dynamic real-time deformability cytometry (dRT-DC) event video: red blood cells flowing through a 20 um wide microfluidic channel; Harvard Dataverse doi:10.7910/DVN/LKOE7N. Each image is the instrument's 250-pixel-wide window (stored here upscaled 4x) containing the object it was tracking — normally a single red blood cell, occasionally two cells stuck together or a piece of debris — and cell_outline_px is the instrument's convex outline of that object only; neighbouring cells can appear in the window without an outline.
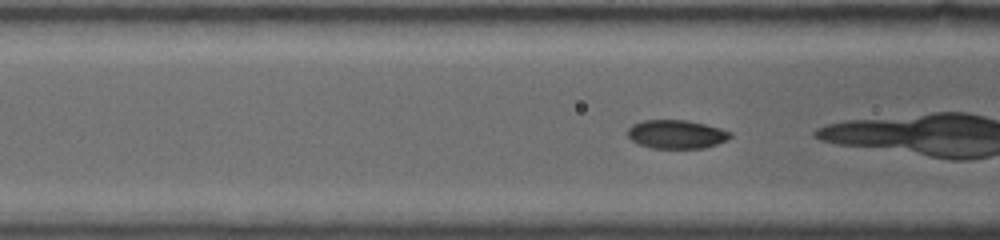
{"species": "common noctule bat (a hibernating species)", "species_latin": "Nyctalus noctula", "temperature_condition": "warm", "stored_images_in_passage": 69, "camera_frame_rate_fps": 4500, "um_per_image_px": 0.085, "animal": {"sex": "female", "body_mass_g": 19.0, "forearm_length_mm": 53.3}, "frame": {"image": 1, "passage_image": 11, "time_ms": 1.556, "image_size_px": [1000, 240], "cell_outline_px": [[732, 136], [728, 140], [704, 148], [652, 148], [640, 144], [632, 140], [628, 136], [628, 128], [632, 124], [644, 120], [688, 120], [720, 128], [732, 132]], "centroid_in_image_um": [57.52, 11.41], "position_along_channel_um": 109.1, "area_um2": 17.11}}